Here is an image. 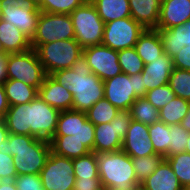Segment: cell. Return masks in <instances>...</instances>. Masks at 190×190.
Returning <instances> with one entry per match:
<instances>
[{"label": "cell", "instance_id": "obj_1", "mask_svg": "<svg viewBox=\"0 0 190 190\" xmlns=\"http://www.w3.org/2000/svg\"><path fill=\"white\" fill-rule=\"evenodd\" d=\"M59 114V110L37 96L25 104L9 106L3 121L11 134L50 141L56 132Z\"/></svg>", "mask_w": 190, "mask_h": 190}, {"label": "cell", "instance_id": "obj_2", "mask_svg": "<svg viewBox=\"0 0 190 190\" xmlns=\"http://www.w3.org/2000/svg\"><path fill=\"white\" fill-rule=\"evenodd\" d=\"M50 76L73 95V110L87 112L96 102L104 98V83L91 72L84 54L71 68L56 71Z\"/></svg>", "mask_w": 190, "mask_h": 190}, {"label": "cell", "instance_id": "obj_3", "mask_svg": "<svg viewBox=\"0 0 190 190\" xmlns=\"http://www.w3.org/2000/svg\"><path fill=\"white\" fill-rule=\"evenodd\" d=\"M0 151L13 156L17 176L40 174L51 152L50 142L30 135L11 134L0 144Z\"/></svg>", "mask_w": 190, "mask_h": 190}, {"label": "cell", "instance_id": "obj_4", "mask_svg": "<svg viewBox=\"0 0 190 190\" xmlns=\"http://www.w3.org/2000/svg\"><path fill=\"white\" fill-rule=\"evenodd\" d=\"M97 166L103 188L140 189L132 159L123 150L98 153Z\"/></svg>", "mask_w": 190, "mask_h": 190}, {"label": "cell", "instance_id": "obj_5", "mask_svg": "<svg viewBox=\"0 0 190 190\" xmlns=\"http://www.w3.org/2000/svg\"><path fill=\"white\" fill-rule=\"evenodd\" d=\"M69 15L74 26L75 40L83 49L102 44L105 23L90 0L85 1Z\"/></svg>", "mask_w": 190, "mask_h": 190}, {"label": "cell", "instance_id": "obj_6", "mask_svg": "<svg viewBox=\"0 0 190 190\" xmlns=\"http://www.w3.org/2000/svg\"><path fill=\"white\" fill-rule=\"evenodd\" d=\"M104 97L118 110H130L138 97H145L146 90L141 73L127 75L121 73L103 81Z\"/></svg>", "mask_w": 190, "mask_h": 190}, {"label": "cell", "instance_id": "obj_7", "mask_svg": "<svg viewBox=\"0 0 190 190\" xmlns=\"http://www.w3.org/2000/svg\"><path fill=\"white\" fill-rule=\"evenodd\" d=\"M39 60L47 75L71 68L83 54V48L75 39H67L41 44L36 49Z\"/></svg>", "mask_w": 190, "mask_h": 190}, {"label": "cell", "instance_id": "obj_8", "mask_svg": "<svg viewBox=\"0 0 190 190\" xmlns=\"http://www.w3.org/2000/svg\"><path fill=\"white\" fill-rule=\"evenodd\" d=\"M46 76L35 49L7 54V80L15 79L39 89Z\"/></svg>", "mask_w": 190, "mask_h": 190}, {"label": "cell", "instance_id": "obj_9", "mask_svg": "<svg viewBox=\"0 0 190 190\" xmlns=\"http://www.w3.org/2000/svg\"><path fill=\"white\" fill-rule=\"evenodd\" d=\"M75 39V31L69 14L41 12L34 36L31 39L32 49L49 42Z\"/></svg>", "mask_w": 190, "mask_h": 190}, {"label": "cell", "instance_id": "obj_10", "mask_svg": "<svg viewBox=\"0 0 190 190\" xmlns=\"http://www.w3.org/2000/svg\"><path fill=\"white\" fill-rule=\"evenodd\" d=\"M132 120L130 110H119L110 123L95 125L93 152L122 150V141Z\"/></svg>", "mask_w": 190, "mask_h": 190}, {"label": "cell", "instance_id": "obj_11", "mask_svg": "<svg viewBox=\"0 0 190 190\" xmlns=\"http://www.w3.org/2000/svg\"><path fill=\"white\" fill-rule=\"evenodd\" d=\"M1 19L10 22L27 37L34 36L41 10L31 0H0Z\"/></svg>", "mask_w": 190, "mask_h": 190}, {"label": "cell", "instance_id": "obj_12", "mask_svg": "<svg viewBox=\"0 0 190 190\" xmlns=\"http://www.w3.org/2000/svg\"><path fill=\"white\" fill-rule=\"evenodd\" d=\"M39 175L45 190H73V159L50 152Z\"/></svg>", "mask_w": 190, "mask_h": 190}, {"label": "cell", "instance_id": "obj_13", "mask_svg": "<svg viewBox=\"0 0 190 190\" xmlns=\"http://www.w3.org/2000/svg\"><path fill=\"white\" fill-rule=\"evenodd\" d=\"M145 28L132 17L116 19L105 23L102 45L112 50L132 48Z\"/></svg>", "mask_w": 190, "mask_h": 190}, {"label": "cell", "instance_id": "obj_14", "mask_svg": "<svg viewBox=\"0 0 190 190\" xmlns=\"http://www.w3.org/2000/svg\"><path fill=\"white\" fill-rule=\"evenodd\" d=\"M83 54L87 59L91 72L102 81L122 73L116 50L101 44L84 48Z\"/></svg>", "mask_w": 190, "mask_h": 190}, {"label": "cell", "instance_id": "obj_15", "mask_svg": "<svg viewBox=\"0 0 190 190\" xmlns=\"http://www.w3.org/2000/svg\"><path fill=\"white\" fill-rule=\"evenodd\" d=\"M122 150L130 157L157 154L150 141L148 125L132 119L122 141Z\"/></svg>", "mask_w": 190, "mask_h": 190}, {"label": "cell", "instance_id": "obj_16", "mask_svg": "<svg viewBox=\"0 0 190 190\" xmlns=\"http://www.w3.org/2000/svg\"><path fill=\"white\" fill-rule=\"evenodd\" d=\"M173 68L172 57L165 53L153 62L145 64L141 72L144 89L149 91L168 84Z\"/></svg>", "mask_w": 190, "mask_h": 190}, {"label": "cell", "instance_id": "obj_17", "mask_svg": "<svg viewBox=\"0 0 190 190\" xmlns=\"http://www.w3.org/2000/svg\"><path fill=\"white\" fill-rule=\"evenodd\" d=\"M190 20V0H164L156 28L169 29Z\"/></svg>", "mask_w": 190, "mask_h": 190}, {"label": "cell", "instance_id": "obj_18", "mask_svg": "<svg viewBox=\"0 0 190 190\" xmlns=\"http://www.w3.org/2000/svg\"><path fill=\"white\" fill-rule=\"evenodd\" d=\"M38 97L60 112L72 109L73 95L50 75L46 76L42 86L38 89Z\"/></svg>", "mask_w": 190, "mask_h": 190}, {"label": "cell", "instance_id": "obj_19", "mask_svg": "<svg viewBox=\"0 0 190 190\" xmlns=\"http://www.w3.org/2000/svg\"><path fill=\"white\" fill-rule=\"evenodd\" d=\"M140 190H184L169 162L164 159L141 184Z\"/></svg>", "mask_w": 190, "mask_h": 190}, {"label": "cell", "instance_id": "obj_20", "mask_svg": "<svg viewBox=\"0 0 190 190\" xmlns=\"http://www.w3.org/2000/svg\"><path fill=\"white\" fill-rule=\"evenodd\" d=\"M0 41L7 54L23 53L32 48L31 39L10 22L0 18Z\"/></svg>", "mask_w": 190, "mask_h": 190}, {"label": "cell", "instance_id": "obj_21", "mask_svg": "<svg viewBox=\"0 0 190 190\" xmlns=\"http://www.w3.org/2000/svg\"><path fill=\"white\" fill-rule=\"evenodd\" d=\"M131 17L145 29L157 27L161 3L157 0H129Z\"/></svg>", "mask_w": 190, "mask_h": 190}, {"label": "cell", "instance_id": "obj_22", "mask_svg": "<svg viewBox=\"0 0 190 190\" xmlns=\"http://www.w3.org/2000/svg\"><path fill=\"white\" fill-rule=\"evenodd\" d=\"M144 65L164 54L163 44L156 29H145L134 46Z\"/></svg>", "mask_w": 190, "mask_h": 190}, {"label": "cell", "instance_id": "obj_23", "mask_svg": "<svg viewBox=\"0 0 190 190\" xmlns=\"http://www.w3.org/2000/svg\"><path fill=\"white\" fill-rule=\"evenodd\" d=\"M49 142L51 152L69 159L82 157L91 152L82 142L73 138V135H54Z\"/></svg>", "mask_w": 190, "mask_h": 190}, {"label": "cell", "instance_id": "obj_24", "mask_svg": "<svg viewBox=\"0 0 190 190\" xmlns=\"http://www.w3.org/2000/svg\"><path fill=\"white\" fill-rule=\"evenodd\" d=\"M104 23L131 17L129 0H90Z\"/></svg>", "mask_w": 190, "mask_h": 190}, {"label": "cell", "instance_id": "obj_25", "mask_svg": "<svg viewBox=\"0 0 190 190\" xmlns=\"http://www.w3.org/2000/svg\"><path fill=\"white\" fill-rule=\"evenodd\" d=\"M9 106L25 104L38 96V89L24 82L10 79L3 83Z\"/></svg>", "mask_w": 190, "mask_h": 190}, {"label": "cell", "instance_id": "obj_26", "mask_svg": "<svg viewBox=\"0 0 190 190\" xmlns=\"http://www.w3.org/2000/svg\"><path fill=\"white\" fill-rule=\"evenodd\" d=\"M158 30L164 53L169 57H174L184 47L183 45V33L187 28L184 24L169 29L155 28Z\"/></svg>", "mask_w": 190, "mask_h": 190}, {"label": "cell", "instance_id": "obj_27", "mask_svg": "<svg viewBox=\"0 0 190 190\" xmlns=\"http://www.w3.org/2000/svg\"><path fill=\"white\" fill-rule=\"evenodd\" d=\"M190 108V101L175 97L159 113L160 121L167 125L180 124Z\"/></svg>", "mask_w": 190, "mask_h": 190}, {"label": "cell", "instance_id": "obj_28", "mask_svg": "<svg viewBox=\"0 0 190 190\" xmlns=\"http://www.w3.org/2000/svg\"><path fill=\"white\" fill-rule=\"evenodd\" d=\"M133 120L146 125H152L160 121V111L154 107L145 97H138L130 108Z\"/></svg>", "mask_w": 190, "mask_h": 190}, {"label": "cell", "instance_id": "obj_29", "mask_svg": "<svg viewBox=\"0 0 190 190\" xmlns=\"http://www.w3.org/2000/svg\"><path fill=\"white\" fill-rule=\"evenodd\" d=\"M150 141L157 154L168 157V147L170 145V125L161 121L148 125Z\"/></svg>", "mask_w": 190, "mask_h": 190}, {"label": "cell", "instance_id": "obj_30", "mask_svg": "<svg viewBox=\"0 0 190 190\" xmlns=\"http://www.w3.org/2000/svg\"><path fill=\"white\" fill-rule=\"evenodd\" d=\"M137 182L141 184L157 169L159 164L165 159L161 154H151L142 157H131Z\"/></svg>", "mask_w": 190, "mask_h": 190}, {"label": "cell", "instance_id": "obj_31", "mask_svg": "<svg viewBox=\"0 0 190 190\" xmlns=\"http://www.w3.org/2000/svg\"><path fill=\"white\" fill-rule=\"evenodd\" d=\"M119 110L105 97L96 102L87 112V119L93 125L110 123Z\"/></svg>", "mask_w": 190, "mask_h": 190}, {"label": "cell", "instance_id": "obj_32", "mask_svg": "<svg viewBox=\"0 0 190 190\" xmlns=\"http://www.w3.org/2000/svg\"><path fill=\"white\" fill-rule=\"evenodd\" d=\"M118 63L121 67L122 73L127 75L139 74L144 69V63L136 52L135 48H127L117 51Z\"/></svg>", "mask_w": 190, "mask_h": 190}, {"label": "cell", "instance_id": "obj_33", "mask_svg": "<svg viewBox=\"0 0 190 190\" xmlns=\"http://www.w3.org/2000/svg\"><path fill=\"white\" fill-rule=\"evenodd\" d=\"M183 188L190 185V153H178L165 158Z\"/></svg>", "mask_w": 190, "mask_h": 190}, {"label": "cell", "instance_id": "obj_34", "mask_svg": "<svg viewBox=\"0 0 190 190\" xmlns=\"http://www.w3.org/2000/svg\"><path fill=\"white\" fill-rule=\"evenodd\" d=\"M168 84L177 97L190 101V71L173 68Z\"/></svg>", "mask_w": 190, "mask_h": 190}, {"label": "cell", "instance_id": "obj_35", "mask_svg": "<svg viewBox=\"0 0 190 190\" xmlns=\"http://www.w3.org/2000/svg\"><path fill=\"white\" fill-rule=\"evenodd\" d=\"M73 168L75 177L99 178L97 154L94 152L73 159Z\"/></svg>", "mask_w": 190, "mask_h": 190}, {"label": "cell", "instance_id": "obj_36", "mask_svg": "<svg viewBox=\"0 0 190 190\" xmlns=\"http://www.w3.org/2000/svg\"><path fill=\"white\" fill-rule=\"evenodd\" d=\"M94 132L95 125L87 119L86 112L78 111V130L76 133L72 134L73 138L82 142L91 152H93Z\"/></svg>", "mask_w": 190, "mask_h": 190}, {"label": "cell", "instance_id": "obj_37", "mask_svg": "<svg viewBox=\"0 0 190 190\" xmlns=\"http://www.w3.org/2000/svg\"><path fill=\"white\" fill-rule=\"evenodd\" d=\"M87 0H43L38 6L41 12L71 14Z\"/></svg>", "mask_w": 190, "mask_h": 190}, {"label": "cell", "instance_id": "obj_38", "mask_svg": "<svg viewBox=\"0 0 190 190\" xmlns=\"http://www.w3.org/2000/svg\"><path fill=\"white\" fill-rule=\"evenodd\" d=\"M189 135L190 132L186 131L180 124L170 125L168 157L185 152Z\"/></svg>", "mask_w": 190, "mask_h": 190}, {"label": "cell", "instance_id": "obj_39", "mask_svg": "<svg viewBox=\"0 0 190 190\" xmlns=\"http://www.w3.org/2000/svg\"><path fill=\"white\" fill-rule=\"evenodd\" d=\"M78 130V111H61L58 117L57 129L54 135H72Z\"/></svg>", "mask_w": 190, "mask_h": 190}, {"label": "cell", "instance_id": "obj_40", "mask_svg": "<svg viewBox=\"0 0 190 190\" xmlns=\"http://www.w3.org/2000/svg\"><path fill=\"white\" fill-rule=\"evenodd\" d=\"M176 97L169 84L151 89L146 92L145 98L159 111Z\"/></svg>", "mask_w": 190, "mask_h": 190}, {"label": "cell", "instance_id": "obj_41", "mask_svg": "<svg viewBox=\"0 0 190 190\" xmlns=\"http://www.w3.org/2000/svg\"><path fill=\"white\" fill-rule=\"evenodd\" d=\"M14 183L17 190H45L39 174H23L16 176Z\"/></svg>", "mask_w": 190, "mask_h": 190}, {"label": "cell", "instance_id": "obj_42", "mask_svg": "<svg viewBox=\"0 0 190 190\" xmlns=\"http://www.w3.org/2000/svg\"><path fill=\"white\" fill-rule=\"evenodd\" d=\"M17 176L13 164V156L0 151V178L4 181H12Z\"/></svg>", "mask_w": 190, "mask_h": 190}, {"label": "cell", "instance_id": "obj_43", "mask_svg": "<svg viewBox=\"0 0 190 190\" xmlns=\"http://www.w3.org/2000/svg\"><path fill=\"white\" fill-rule=\"evenodd\" d=\"M73 190H102L103 186L100 178L75 177Z\"/></svg>", "mask_w": 190, "mask_h": 190}, {"label": "cell", "instance_id": "obj_44", "mask_svg": "<svg viewBox=\"0 0 190 190\" xmlns=\"http://www.w3.org/2000/svg\"><path fill=\"white\" fill-rule=\"evenodd\" d=\"M172 60L174 68L190 71V48L184 46L179 53L172 57Z\"/></svg>", "mask_w": 190, "mask_h": 190}, {"label": "cell", "instance_id": "obj_45", "mask_svg": "<svg viewBox=\"0 0 190 190\" xmlns=\"http://www.w3.org/2000/svg\"><path fill=\"white\" fill-rule=\"evenodd\" d=\"M9 109V103L5 94L3 84H0V120H3L6 112Z\"/></svg>", "mask_w": 190, "mask_h": 190}, {"label": "cell", "instance_id": "obj_46", "mask_svg": "<svg viewBox=\"0 0 190 190\" xmlns=\"http://www.w3.org/2000/svg\"><path fill=\"white\" fill-rule=\"evenodd\" d=\"M7 80V56H0V84Z\"/></svg>", "mask_w": 190, "mask_h": 190}, {"label": "cell", "instance_id": "obj_47", "mask_svg": "<svg viewBox=\"0 0 190 190\" xmlns=\"http://www.w3.org/2000/svg\"><path fill=\"white\" fill-rule=\"evenodd\" d=\"M187 28L186 32L183 33V45L190 48V20L184 23Z\"/></svg>", "mask_w": 190, "mask_h": 190}, {"label": "cell", "instance_id": "obj_48", "mask_svg": "<svg viewBox=\"0 0 190 190\" xmlns=\"http://www.w3.org/2000/svg\"><path fill=\"white\" fill-rule=\"evenodd\" d=\"M9 135V131L6 128L5 122L0 120V144L3 143Z\"/></svg>", "mask_w": 190, "mask_h": 190}, {"label": "cell", "instance_id": "obj_49", "mask_svg": "<svg viewBox=\"0 0 190 190\" xmlns=\"http://www.w3.org/2000/svg\"><path fill=\"white\" fill-rule=\"evenodd\" d=\"M0 190H17V187L14 183V180L12 181H2L0 183Z\"/></svg>", "mask_w": 190, "mask_h": 190}, {"label": "cell", "instance_id": "obj_50", "mask_svg": "<svg viewBox=\"0 0 190 190\" xmlns=\"http://www.w3.org/2000/svg\"><path fill=\"white\" fill-rule=\"evenodd\" d=\"M180 125L188 132H190V108L188 113L185 115L183 120L180 122Z\"/></svg>", "mask_w": 190, "mask_h": 190}, {"label": "cell", "instance_id": "obj_51", "mask_svg": "<svg viewBox=\"0 0 190 190\" xmlns=\"http://www.w3.org/2000/svg\"><path fill=\"white\" fill-rule=\"evenodd\" d=\"M0 56H7V53L5 52V49L1 41H0Z\"/></svg>", "mask_w": 190, "mask_h": 190}, {"label": "cell", "instance_id": "obj_52", "mask_svg": "<svg viewBox=\"0 0 190 190\" xmlns=\"http://www.w3.org/2000/svg\"><path fill=\"white\" fill-rule=\"evenodd\" d=\"M186 153H190V135L188 137V142H187V145H186V150H185Z\"/></svg>", "mask_w": 190, "mask_h": 190}, {"label": "cell", "instance_id": "obj_53", "mask_svg": "<svg viewBox=\"0 0 190 190\" xmlns=\"http://www.w3.org/2000/svg\"><path fill=\"white\" fill-rule=\"evenodd\" d=\"M33 3H35V5L38 7L42 2L43 0H31Z\"/></svg>", "mask_w": 190, "mask_h": 190}, {"label": "cell", "instance_id": "obj_54", "mask_svg": "<svg viewBox=\"0 0 190 190\" xmlns=\"http://www.w3.org/2000/svg\"><path fill=\"white\" fill-rule=\"evenodd\" d=\"M102 190H121V189H107V188H103ZM126 190H140V189H126Z\"/></svg>", "mask_w": 190, "mask_h": 190}, {"label": "cell", "instance_id": "obj_55", "mask_svg": "<svg viewBox=\"0 0 190 190\" xmlns=\"http://www.w3.org/2000/svg\"><path fill=\"white\" fill-rule=\"evenodd\" d=\"M184 190H190V185L184 188Z\"/></svg>", "mask_w": 190, "mask_h": 190}]
</instances>
